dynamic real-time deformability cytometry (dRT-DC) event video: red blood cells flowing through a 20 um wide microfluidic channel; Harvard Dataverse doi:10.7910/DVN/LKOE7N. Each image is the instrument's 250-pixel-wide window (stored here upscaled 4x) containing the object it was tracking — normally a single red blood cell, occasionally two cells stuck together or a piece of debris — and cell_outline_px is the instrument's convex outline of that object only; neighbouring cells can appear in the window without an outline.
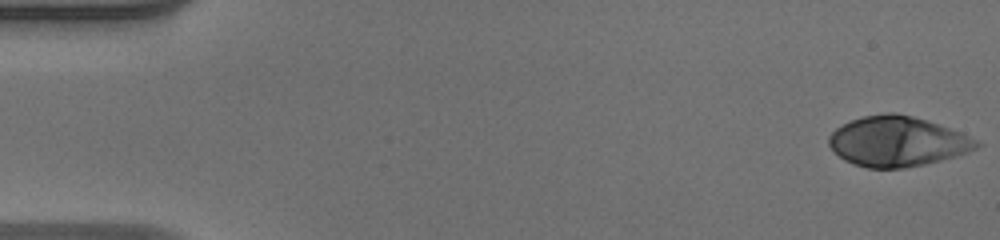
{"species": "human", "species_latin": "Homo sapiens", "temperature_condition": "warm", "stored_images_in_passage": 51, "camera_frame_rate_fps": 3000, "um_per_image_px": 0.085, "donor": {"sex": "male"}, "frame": {"image": 1, "passage_image": 1, "time_ms": 0.0, "image_size_px": [1000, 240], "cell_outline_px": [[980, 144], [976, 148], [956, 156], [924, 164], [904, 168], [868, 168], [852, 164], [844, 160], [828, 144], [828, 136], [836, 128], [852, 120], [864, 116], [888, 112], [896, 112], [912, 116], [960, 132], [976, 140]], "centroid_in_image_um": [76.23, 12.03], "position_along_channel_um": 8.8, "area_um2": 42.54}}
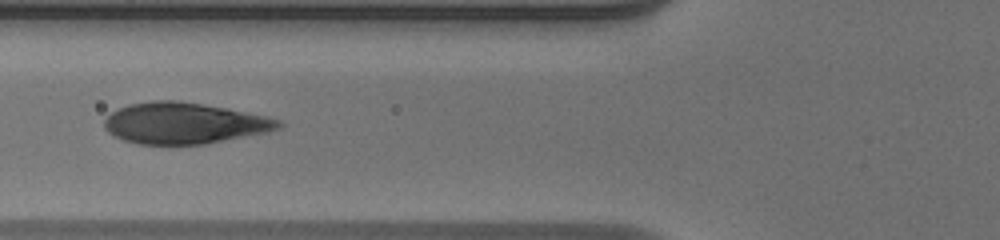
{"frame": {"image": 2, "passage_image": 20, "time_ms": 6.333, "image_size_px": [1000, 240], "cell_outline_px": [[284, 124], [280, 128], [268, 132], [204, 144], [140, 144], [124, 140], [108, 132], [104, 128], [104, 120], [112, 112], [128, 104], [152, 100], [176, 100], [204, 104], [228, 108], [268, 116], [280, 120]], "centroid_in_image_um": [15.68, 10.46], "position_along_channel_um": 110.1, "area_um2": 41.85}}
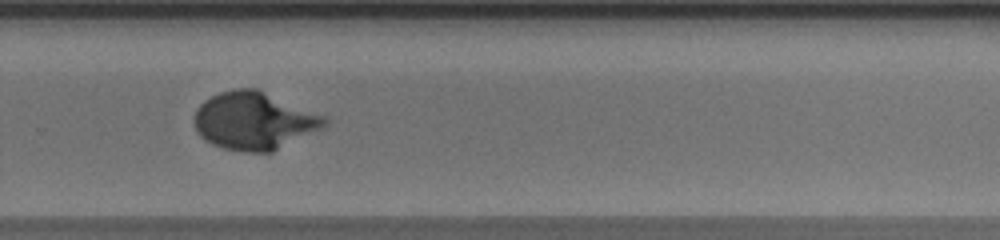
{"frame": {"image": 3, "passage_image": 35, "time_ms": 11.333, "image_size_px": [1000, 240], "cell_outline_px": [[328, 124], [324, 128], [272, 152], [240, 152], [224, 148], [212, 144], [204, 140], [196, 132], [192, 120], [196, 108], [204, 100], [220, 92], [236, 88], [256, 88], [328, 116]], "centroid_in_image_um": [21.61, 10.27], "position_along_channel_um": 308.2, "area_um2": 44.51}, "authors_computed_cell_mechanics": {"area_um2": 42.483, "velocity_mm_per_s": 3.9737, "shape_relaxation_time_tau1_ms": 4.424, "shape_relaxation_time_tau2_ms": null, "deformation_change_tau1": 0.272, "deformation_change_tau2": null}}